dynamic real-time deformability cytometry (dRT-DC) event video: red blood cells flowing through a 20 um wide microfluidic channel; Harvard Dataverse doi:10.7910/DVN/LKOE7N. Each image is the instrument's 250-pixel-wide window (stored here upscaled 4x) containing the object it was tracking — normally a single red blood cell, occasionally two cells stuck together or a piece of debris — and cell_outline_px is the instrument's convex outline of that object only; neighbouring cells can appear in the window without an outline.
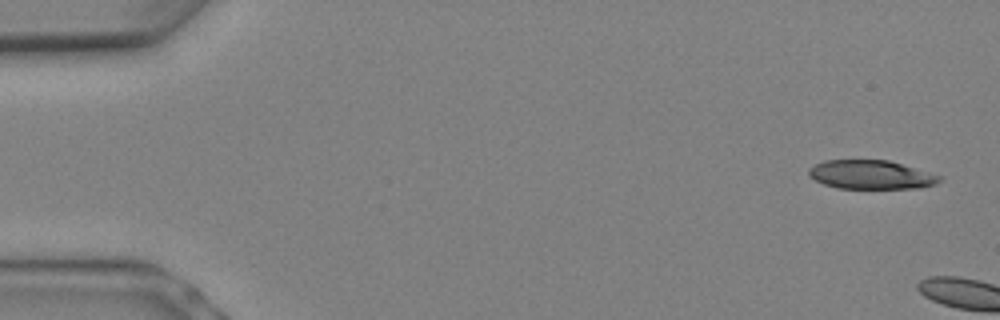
{"species": "Egyptian fruit bat (a non-hibernating species)", "species_latin": "Rousettus aegyptiacus", "temperature_condition": "warm", "stored_images_in_passage": 3, "camera_frame_rate_fps": 3000, "um_per_image_px": 0.085, "animal": {"sex": "female"}, "frame": {"image": 1, "passage_image": 1, "time_ms": 0.0, "image_size_px": [1000, 320], "cell_outline_px": [[944, 176], [936, 184], [920, 188], [836, 188], [824, 184], [808, 176], [808, 168], [824, 160], [888, 160]], "centroid_in_image_um": [74.04, 14.85], "position_along_channel_um": 11.0, "area_um2": 22.02}}